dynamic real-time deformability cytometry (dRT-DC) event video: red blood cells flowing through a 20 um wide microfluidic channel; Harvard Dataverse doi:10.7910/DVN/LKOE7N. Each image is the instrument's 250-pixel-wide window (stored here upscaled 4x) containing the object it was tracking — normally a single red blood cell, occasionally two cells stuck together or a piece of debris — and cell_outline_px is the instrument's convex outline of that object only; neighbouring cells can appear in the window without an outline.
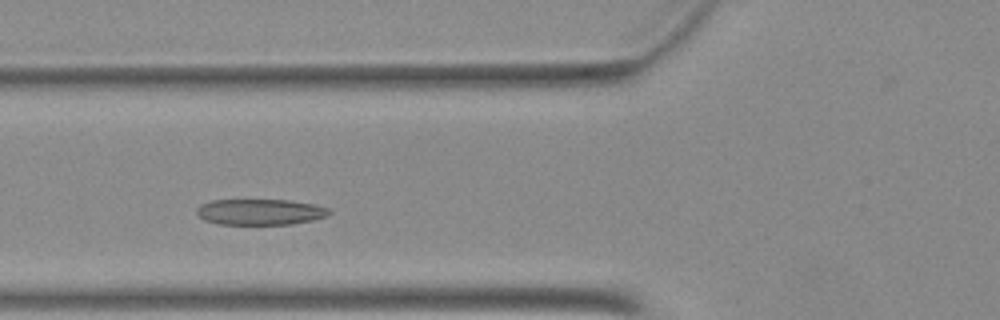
{"species": "Egyptian fruit bat (a non-hibernating species)", "species_latin": "Rousettus aegyptiacus", "temperature_condition": "warm", "stored_images_in_passage": 33, "camera_frame_rate_fps": 3000, "um_per_image_px": 0.085, "animal": {"sex": "female"}, "frame": {"image": 1, "passage_image": 9, "time_ms": 2.667, "image_size_px": [1000, 320], "cell_outline_px": [[332, 212], [328, 216], [312, 220], [292, 224], [220, 224], [204, 220], [196, 212], [196, 208], [200, 204], [212, 200], [288, 200], [312, 204], [328, 208]], "centroid_in_image_um": [22.11, 18.01], "position_along_channel_um": 103.7, "area_um2": 19.94}}
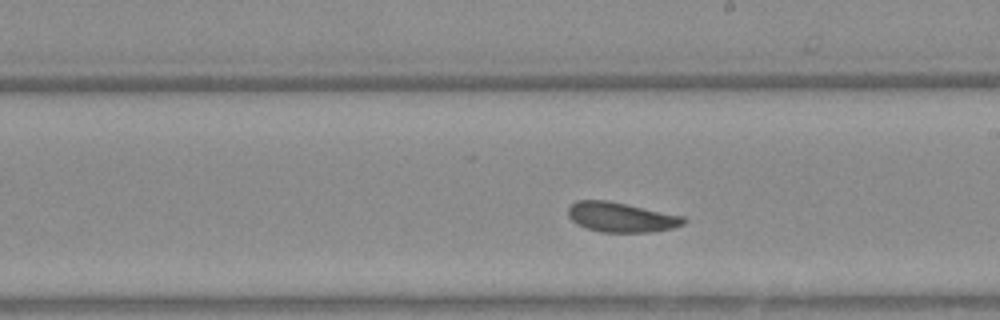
{"frame": {"image": 2, "passage_image": 19, "time_ms": 6.0, "image_size_px": [1000, 320], "cell_outline_px": [[688, 220], [684, 224], [672, 228], [648, 232], [600, 232], [576, 224], [568, 216], [568, 208], [576, 200], [608, 200], [684, 216]], "centroid_in_image_um": [52.8, 18.46], "position_along_channel_um": 236.2, "area_um2": 20.06}}
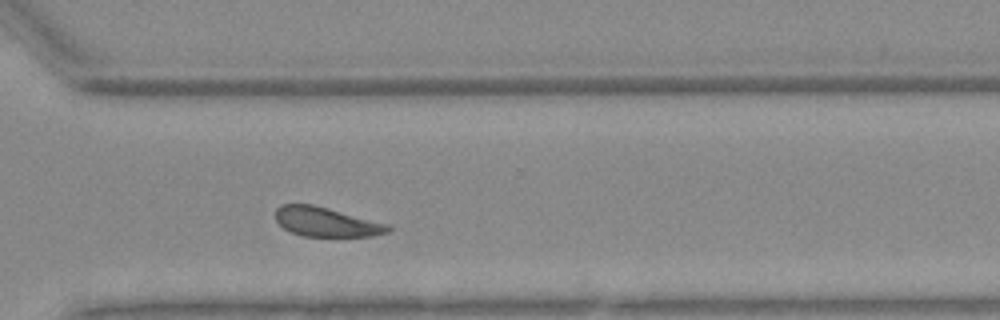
{"frame": {"image": 3, "passage_image": 27, "time_ms": 8.667, "image_size_px": [1000, 320], "cell_outline_px": [[392, 228], [388, 232], [372, 236], [304, 236], [292, 232], [284, 228], [276, 220], [276, 208], [280, 204], [312, 204], [328, 208], [388, 224]], "centroid_in_image_um": [27.72, 18.86], "position_along_channel_um": 342.9, "area_um2": 19.07}}